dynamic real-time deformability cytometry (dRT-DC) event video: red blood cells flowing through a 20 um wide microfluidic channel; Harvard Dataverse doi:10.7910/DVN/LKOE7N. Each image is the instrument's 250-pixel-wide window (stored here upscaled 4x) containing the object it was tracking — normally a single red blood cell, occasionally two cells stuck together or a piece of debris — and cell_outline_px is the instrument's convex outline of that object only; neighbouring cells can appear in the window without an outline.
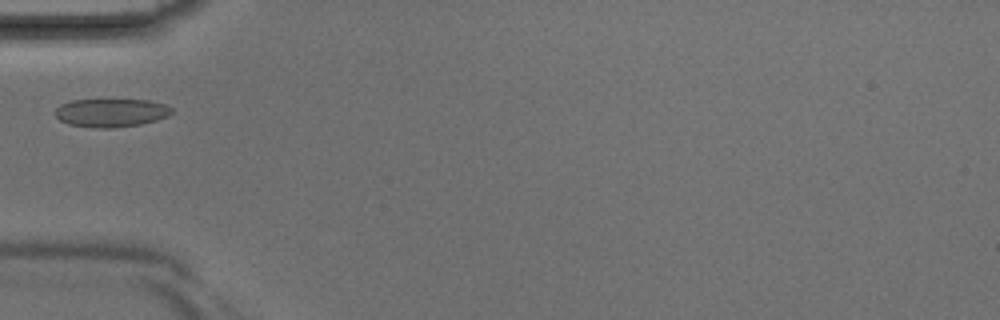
{"species": "Egyptian fruit bat (a non-hibernating species)", "species_latin": "Rousettus aegyptiacus", "temperature_condition": "room temperature", "stored_images_in_passage": 2, "camera_frame_rate_fps": 3000, "um_per_image_px": 0.085, "animal": {"sex": "male"}, "frame": {"image": 1, "passage_image": 2, "time_ms": 0.333, "image_size_px": [1000, 320], "cell_outline_px": [[172, 112], [168, 116], [156, 120], [140, 124], [112, 128], [96, 128], [68, 124], [60, 120], [52, 112], [60, 104], [72, 100], [148, 100], [164, 104], [172, 108]], "centroid_in_image_um": [9.4, 9.58], "position_along_channel_um": 75.6, "area_um2": 19.25}}